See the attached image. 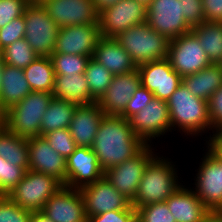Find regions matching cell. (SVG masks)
I'll use <instances>...</instances> for the list:
<instances>
[{"mask_svg":"<svg viewBox=\"0 0 222 222\" xmlns=\"http://www.w3.org/2000/svg\"><path fill=\"white\" fill-rule=\"evenodd\" d=\"M146 144L137 137L127 119L104 115L95 136L92 151L103 171L135 156Z\"/></svg>","mask_w":222,"mask_h":222,"instance_id":"6da1fadb","label":"cell"},{"mask_svg":"<svg viewBox=\"0 0 222 222\" xmlns=\"http://www.w3.org/2000/svg\"><path fill=\"white\" fill-rule=\"evenodd\" d=\"M172 163L167 158L156 155L149 161L135 199L131 202L135 209L152 203L165 202L181 186L182 183L177 179V168H174L175 165Z\"/></svg>","mask_w":222,"mask_h":222,"instance_id":"7a4b0ae2","label":"cell"},{"mask_svg":"<svg viewBox=\"0 0 222 222\" xmlns=\"http://www.w3.org/2000/svg\"><path fill=\"white\" fill-rule=\"evenodd\" d=\"M167 104L171 130L178 127L179 131L182 130L187 136H197L211 129L208 101L192 95L183 82L170 96Z\"/></svg>","mask_w":222,"mask_h":222,"instance_id":"3957f363","label":"cell"},{"mask_svg":"<svg viewBox=\"0 0 222 222\" xmlns=\"http://www.w3.org/2000/svg\"><path fill=\"white\" fill-rule=\"evenodd\" d=\"M115 39L129 53L136 66L167 58L170 40L146 22L132 26Z\"/></svg>","mask_w":222,"mask_h":222,"instance_id":"277c9868","label":"cell"},{"mask_svg":"<svg viewBox=\"0 0 222 222\" xmlns=\"http://www.w3.org/2000/svg\"><path fill=\"white\" fill-rule=\"evenodd\" d=\"M52 98V93L32 91L5 111L4 126L20 137L40 136L42 117Z\"/></svg>","mask_w":222,"mask_h":222,"instance_id":"5b68a950","label":"cell"},{"mask_svg":"<svg viewBox=\"0 0 222 222\" xmlns=\"http://www.w3.org/2000/svg\"><path fill=\"white\" fill-rule=\"evenodd\" d=\"M63 186L53 176L27 170L7 196L21 208L38 212L42 211L46 202Z\"/></svg>","mask_w":222,"mask_h":222,"instance_id":"8992f818","label":"cell"},{"mask_svg":"<svg viewBox=\"0 0 222 222\" xmlns=\"http://www.w3.org/2000/svg\"><path fill=\"white\" fill-rule=\"evenodd\" d=\"M25 36L38 56L50 57L54 52L59 26L40 3L30 2L24 11Z\"/></svg>","mask_w":222,"mask_h":222,"instance_id":"52a82bcc","label":"cell"},{"mask_svg":"<svg viewBox=\"0 0 222 222\" xmlns=\"http://www.w3.org/2000/svg\"><path fill=\"white\" fill-rule=\"evenodd\" d=\"M147 6L137 0H119L98 14L100 35L115 38L132 26L145 23Z\"/></svg>","mask_w":222,"mask_h":222,"instance_id":"ba28073f","label":"cell"},{"mask_svg":"<svg viewBox=\"0 0 222 222\" xmlns=\"http://www.w3.org/2000/svg\"><path fill=\"white\" fill-rule=\"evenodd\" d=\"M146 144L135 156L104 171V177L131 202L135 199L146 166L155 156Z\"/></svg>","mask_w":222,"mask_h":222,"instance_id":"9c48e42d","label":"cell"},{"mask_svg":"<svg viewBox=\"0 0 222 222\" xmlns=\"http://www.w3.org/2000/svg\"><path fill=\"white\" fill-rule=\"evenodd\" d=\"M167 59L181 77L194 74L211 64L197 36L192 32L169 42Z\"/></svg>","mask_w":222,"mask_h":222,"instance_id":"30bf717a","label":"cell"},{"mask_svg":"<svg viewBox=\"0 0 222 222\" xmlns=\"http://www.w3.org/2000/svg\"><path fill=\"white\" fill-rule=\"evenodd\" d=\"M146 23L170 41L192 30L184 19L181 0H153L147 5Z\"/></svg>","mask_w":222,"mask_h":222,"instance_id":"8fae6325","label":"cell"},{"mask_svg":"<svg viewBox=\"0 0 222 222\" xmlns=\"http://www.w3.org/2000/svg\"><path fill=\"white\" fill-rule=\"evenodd\" d=\"M134 134L145 144H151L155 137L164 136L166 132H171L170 116L167 101L157 97L151 99L150 103L133 114L128 119ZM152 138V139H151Z\"/></svg>","mask_w":222,"mask_h":222,"instance_id":"7c38bea8","label":"cell"},{"mask_svg":"<svg viewBox=\"0 0 222 222\" xmlns=\"http://www.w3.org/2000/svg\"><path fill=\"white\" fill-rule=\"evenodd\" d=\"M205 153L194 192L209 211H222V162L209 150Z\"/></svg>","mask_w":222,"mask_h":222,"instance_id":"4fadbf2b","label":"cell"},{"mask_svg":"<svg viewBox=\"0 0 222 222\" xmlns=\"http://www.w3.org/2000/svg\"><path fill=\"white\" fill-rule=\"evenodd\" d=\"M80 191L85 202L87 217L113 210H136L131 201L114 188L104 176L82 187Z\"/></svg>","mask_w":222,"mask_h":222,"instance_id":"5bb4252c","label":"cell"},{"mask_svg":"<svg viewBox=\"0 0 222 222\" xmlns=\"http://www.w3.org/2000/svg\"><path fill=\"white\" fill-rule=\"evenodd\" d=\"M39 3L60 28L99 24L93 0H41Z\"/></svg>","mask_w":222,"mask_h":222,"instance_id":"9a60e30c","label":"cell"},{"mask_svg":"<svg viewBox=\"0 0 222 222\" xmlns=\"http://www.w3.org/2000/svg\"><path fill=\"white\" fill-rule=\"evenodd\" d=\"M137 69L141 85L161 100L168 101L182 83V77L173 70L167 58L141 64Z\"/></svg>","mask_w":222,"mask_h":222,"instance_id":"2e32d148","label":"cell"},{"mask_svg":"<svg viewBox=\"0 0 222 222\" xmlns=\"http://www.w3.org/2000/svg\"><path fill=\"white\" fill-rule=\"evenodd\" d=\"M100 37L99 24L59 28L53 53L75 54L92 58Z\"/></svg>","mask_w":222,"mask_h":222,"instance_id":"e0dca14e","label":"cell"},{"mask_svg":"<svg viewBox=\"0 0 222 222\" xmlns=\"http://www.w3.org/2000/svg\"><path fill=\"white\" fill-rule=\"evenodd\" d=\"M29 169L50 175L66 186V158L50 147L43 136L28 138Z\"/></svg>","mask_w":222,"mask_h":222,"instance_id":"ac0fdd59","label":"cell"},{"mask_svg":"<svg viewBox=\"0 0 222 222\" xmlns=\"http://www.w3.org/2000/svg\"><path fill=\"white\" fill-rule=\"evenodd\" d=\"M41 212L53 222H81L87 218L81 191L67 186L61 187Z\"/></svg>","mask_w":222,"mask_h":222,"instance_id":"d6986e66","label":"cell"},{"mask_svg":"<svg viewBox=\"0 0 222 222\" xmlns=\"http://www.w3.org/2000/svg\"><path fill=\"white\" fill-rule=\"evenodd\" d=\"M66 186L81 189L101 179V169L96 154L89 147L77 146L75 151L66 158Z\"/></svg>","mask_w":222,"mask_h":222,"instance_id":"ffe728a7","label":"cell"},{"mask_svg":"<svg viewBox=\"0 0 222 222\" xmlns=\"http://www.w3.org/2000/svg\"><path fill=\"white\" fill-rule=\"evenodd\" d=\"M140 86L141 78L138 69L114 75L110 86L97 103L105 115L120 116Z\"/></svg>","mask_w":222,"mask_h":222,"instance_id":"44dd1931","label":"cell"},{"mask_svg":"<svg viewBox=\"0 0 222 222\" xmlns=\"http://www.w3.org/2000/svg\"><path fill=\"white\" fill-rule=\"evenodd\" d=\"M104 115L97 102L77 105L69 125V131L76 146L91 148Z\"/></svg>","mask_w":222,"mask_h":222,"instance_id":"7402d4cb","label":"cell"},{"mask_svg":"<svg viewBox=\"0 0 222 222\" xmlns=\"http://www.w3.org/2000/svg\"><path fill=\"white\" fill-rule=\"evenodd\" d=\"M113 75L129 73L137 69L129 53L115 38L100 37L92 57Z\"/></svg>","mask_w":222,"mask_h":222,"instance_id":"603a6c76","label":"cell"},{"mask_svg":"<svg viewBox=\"0 0 222 222\" xmlns=\"http://www.w3.org/2000/svg\"><path fill=\"white\" fill-rule=\"evenodd\" d=\"M165 202L176 222H204L210 212L197 197L194 189L185 188L183 185Z\"/></svg>","mask_w":222,"mask_h":222,"instance_id":"cb8c5ba5","label":"cell"},{"mask_svg":"<svg viewBox=\"0 0 222 222\" xmlns=\"http://www.w3.org/2000/svg\"><path fill=\"white\" fill-rule=\"evenodd\" d=\"M32 92L24 69L3 63L0 107L6 111Z\"/></svg>","mask_w":222,"mask_h":222,"instance_id":"d4e9b609","label":"cell"},{"mask_svg":"<svg viewBox=\"0 0 222 222\" xmlns=\"http://www.w3.org/2000/svg\"><path fill=\"white\" fill-rule=\"evenodd\" d=\"M52 94L57 99L70 101L77 105H89L96 102L91 97L84 73L56 75Z\"/></svg>","mask_w":222,"mask_h":222,"instance_id":"484cf974","label":"cell"},{"mask_svg":"<svg viewBox=\"0 0 222 222\" xmlns=\"http://www.w3.org/2000/svg\"><path fill=\"white\" fill-rule=\"evenodd\" d=\"M182 82L192 95L208 101L222 86V67L220 64L211 63L194 74L182 77Z\"/></svg>","mask_w":222,"mask_h":222,"instance_id":"4316f807","label":"cell"},{"mask_svg":"<svg viewBox=\"0 0 222 222\" xmlns=\"http://www.w3.org/2000/svg\"><path fill=\"white\" fill-rule=\"evenodd\" d=\"M77 104L53 97L43 114L40 136L57 129H69Z\"/></svg>","mask_w":222,"mask_h":222,"instance_id":"83f0119b","label":"cell"},{"mask_svg":"<svg viewBox=\"0 0 222 222\" xmlns=\"http://www.w3.org/2000/svg\"><path fill=\"white\" fill-rule=\"evenodd\" d=\"M0 157L13 165L29 169L28 138L20 137L5 126L0 129Z\"/></svg>","mask_w":222,"mask_h":222,"instance_id":"f1b7e54d","label":"cell"},{"mask_svg":"<svg viewBox=\"0 0 222 222\" xmlns=\"http://www.w3.org/2000/svg\"><path fill=\"white\" fill-rule=\"evenodd\" d=\"M191 31L197 36L210 62L220 64L222 62V23L204 21L193 27Z\"/></svg>","mask_w":222,"mask_h":222,"instance_id":"f546056e","label":"cell"},{"mask_svg":"<svg viewBox=\"0 0 222 222\" xmlns=\"http://www.w3.org/2000/svg\"><path fill=\"white\" fill-rule=\"evenodd\" d=\"M24 75L32 91L52 93L56 75L50 57L36 58L24 68Z\"/></svg>","mask_w":222,"mask_h":222,"instance_id":"4dcf8cb0","label":"cell"},{"mask_svg":"<svg viewBox=\"0 0 222 222\" xmlns=\"http://www.w3.org/2000/svg\"><path fill=\"white\" fill-rule=\"evenodd\" d=\"M84 74L91 97L97 102L110 86L114 75L93 58H90Z\"/></svg>","mask_w":222,"mask_h":222,"instance_id":"1f68e13d","label":"cell"},{"mask_svg":"<svg viewBox=\"0 0 222 222\" xmlns=\"http://www.w3.org/2000/svg\"><path fill=\"white\" fill-rule=\"evenodd\" d=\"M39 56L25 38L19 39L2 49V61L17 68H26Z\"/></svg>","mask_w":222,"mask_h":222,"instance_id":"d6a6232c","label":"cell"},{"mask_svg":"<svg viewBox=\"0 0 222 222\" xmlns=\"http://www.w3.org/2000/svg\"><path fill=\"white\" fill-rule=\"evenodd\" d=\"M90 58L89 56L65 53L50 55L55 75L83 74Z\"/></svg>","mask_w":222,"mask_h":222,"instance_id":"836d02e7","label":"cell"},{"mask_svg":"<svg viewBox=\"0 0 222 222\" xmlns=\"http://www.w3.org/2000/svg\"><path fill=\"white\" fill-rule=\"evenodd\" d=\"M26 171L25 168L13 165L0 157V195H8L22 180Z\"/></svg>","mask_w":222,"mask_h":222,"instance_id":"e575fe53","label":"cell"},{"mask_svg":"<svg viewBox=\"0 0 222 222\" xmlns=\"http://www.w3.org/2000/svg\"><path fill=\"white\" fill-rule=\"evenodd\" d=\"M57 153L68 158L76 149V143L69 129H57L43 136Z\"/></svg>","mask_w":222,"mask_h":222,"instance_id":"d590c367","label":"cell"},{"mask_svg":"<svg viewBox=\"0 0 222 222\" xmlns=\"http://www.w3.org/2000/svg\"><path fill=\"white\" fill-rule=\"evenodd\" d=\"M141 222H176L166 202L148 204L136 209Z\"/></svg>","mask_w":222,"mask_h":222,"instance_id":"8d00e7d4","label":"cell"},{"mask_svg":"<svg viewBox=\"0 0 222 222\" xmlns=\"http://www.w3.org/2000/svg\"><path fill=\"white\" fill-rule=\"evenodd\" d=\"M31 213L7 195H0V222H29Z\"/></svg>","mask_w":222,"mask_h":222,"instance_id":"74e56055","label":"cell"},{"mask_svg":"<svg viewBox=\"0 0 222 222\" xmlns=\"http://www.w3.org/2000/svg\"><path fill=\"white\" fill-rule=\"evenodd\" d=\"M31 0H0V28L23 16Z\"/></svg>","mask_w":222,"mask_h":222,"instance_id":"f35d334b","label":"cell"},{"mask_svg":"<svg viewBox=\"0 0 222 222\" xmlns=\"http://www.w3.org/2000/svg\"><path fill=\"white\" fill-rule=\"evenodd\" d=\"M25 27L24 16H21L0 28V48L4 49L15 41L24 38Z\"/></svg>","mask_w":222,"mask_h":222,"instance_id":"ab89813d","label":"cell"},{"mask_svg":"<svg viewBox=\"0 0 222 222\" xmlns=\"http://www.w3.org/2000/svg\"><path fill=\"white\" fill-rule=\"evenodd\" d=\"M152 98L153 93L141 85L130 98L124 112L120 116L128 119L133 114H137L150 103Z\"/></svg>","mask_w":222,"mask_h":222,"instance_id":"60d3db41","label":"cell"},{"mask_svg":"<svg viewBox=\"0 0 222 222\" xmlns=\"http://www.w3.org/2000/svg\"><path fill=\"white\" fill-rule=\"evenodd\" d=\"M181 7L184 19L191 28L205 21L202 0H181Z\"/></svg>","mask_w":222,"mask_h":222,"instance_id":"b9f144b4","label":"cell"},{"mask_svg":"<svg viewBox=\"0 0 222 222\" xmlns=\"http://www.w3.org/2000/svg\"><path fill=\"white\" fill-rule=\"evenodd\" d=\"M208 114L213 133L222 131V86L208 100Z\"/></svg>","mask_w":222,"mask_h":222,"instance_id":"7bdbcfd3","label":"cell"},{"mask_svg":"<svg viewBox=\"0 0 222 222\" xmlns=\"http://www.w3.org/2000/svg\"><path fill=\"white\" fill-rule=\"evenodd\" d=\"M136 210H113L96 216H88L89 222H128Z\"/></svg>","mask_w":222,"mask_h":222,"instance_id":"ee69618b","label":"cell"},{"mask_svg":"<svg viewBox=\"0 0 222 222\" xmlns=\"http://www.w3.org/2000/svg\"><path fill=\"white\" fill-rule=\"evenodd\" d=\"M202 7L205 21L222 23V0H202Z\"/></svg>","mask_w":222,"mask_h":222,"instance_id":"f6af8a7d","label":"cell"},{"mask_svg":"<svg viewBox=\"0 0 222 222\" xmlns=\"http://www.w3.org/2000/svg\"><path fill=\"white\" fill-rule=\"evenodd\" d=\"M209 138L207 149L222 162V131L214 132Z\"/></svg>","mask_w":222,"mask_h":222,"instance_id":"bcb514c9","label":"cell"},{"mask_svg":"<svg viewBox=\"0 0 222 222\" xmlns=\"http://www.w3.org/2000/svg\"><path fill=\"white\" fill-rule=\"evenodd\" d=\"M29 222H53L49 217H47L41 211L32 212L30 215Z\"/></svg>","mask_w":222,"mask_h":222,"instance_id":"7dc6e473","label":"cell"},{"mask_svg":"<svg viewBox=\"0 0 222 222\" xmlns=\"http://www.w3.org/2000/svg\"><path fill=\"white\" fill-rule=\"evenodd\" d=\"M118 1L119 0H93L94 6L98 13L104 8L114 5Z\"/></svg>","mask_w":222,"mask_h":222,"instance_id":"c3c4849f","label":"cell"},{"mask_svg":"<svg viewBox=\"0 0 222 222\" xmlns=\"http://www.w3.org/2000/svg\"><path fill=\"white\" fill-rule=\"evenodd\" d=\"M204 222H222V211H210Z\"/></svg>","mask_w":222,"mask_h":222,"instance_id":"681fc988","label":"cell"},{"mask_svg":"<svg viewBox=\"0 0 222 222\" xmlns=\"http://www.w3.org/2000/svg\"><path fill=\"white\" fill-rule=\"evenodd\" d=\"M5 111L0 107V129L4 127Z\"/></svg>","mask_w":222,"mask_h":222,"instance_id":"f907efd6","label":"cell"},{"mask_svg":"<svg viewBox=\"0 0 222 222\" xmlns=\"http://www.w3.org/2000/svg\"><path fill=\"white\" fill-rule=\"evenodd\" d=\"M128 222H141V219L137 214H135Z\"/></svg>","mask_w":222,"mask_h":222,"instance_id":"816d5d0a","label":"cell"},{"mask_svg":"<svg viewBox=\"0 0 222 222\" xmlns=\"http://www.w3.org/2000/svg\"><path fill=\"white\" fill-rule=\"evenodd\" d=\"M3 61H0V88L2 83Z\"/></svg>","mask_w":222,"mask_h":222,"instance_id":"f5cc1de1","label":"cell"},{"mask_svg":"<svg viewBox=\"0 0 222 222\" xmlns=\"http://www.w3.org/2000/svg\"><path fill=\"white\" fill-rule=\"evenodd\" d=\"M138 2H141L145 4L146 6L149 5L153 0H137Z\"/></svg>","mask_w":222,"mask_h":222,"instance_id":"db71d44e","label":"cell"},{"mask_svg":"<svg viewBox=\"0 0 222 222\" xmlns=\"http://www.w3.org/2000/svg\"><path fill=\"white\" fill-rule=\"evenodd\" d=\"M0 61H2V49L0 48Z\"/></svg>","mask_w":222,"mask_h":222,"instance_id":"11a10c76","label":"cell"},{"mask_svg":"<svg viewBox=\"0 0 222 222\" xmlns=\"http://www.w3.org/2000/svg\"><path fill=\"white\" fill-rule=\"evenodd\" d=\"M31 1L39 3L41 0H31Z\"/></svg>","mask_w":222,"mask_h":222,"instance_id":"9f6ffc18","label":"cell"},{"mask_svg":"<svg viewBox=\"0 0 222 222\" xmlns=\"http://www.w3.org/2000/svg\"><path fill=\"white\" fill-rule=\"evenodd\" d=\"M81 222H89V220L86 218L85 220L81 221Z\"/></svg>","mask_w":222,"mask_h":222,"instance_id":"6f0895ef","label":"cell"}]
</instances>
